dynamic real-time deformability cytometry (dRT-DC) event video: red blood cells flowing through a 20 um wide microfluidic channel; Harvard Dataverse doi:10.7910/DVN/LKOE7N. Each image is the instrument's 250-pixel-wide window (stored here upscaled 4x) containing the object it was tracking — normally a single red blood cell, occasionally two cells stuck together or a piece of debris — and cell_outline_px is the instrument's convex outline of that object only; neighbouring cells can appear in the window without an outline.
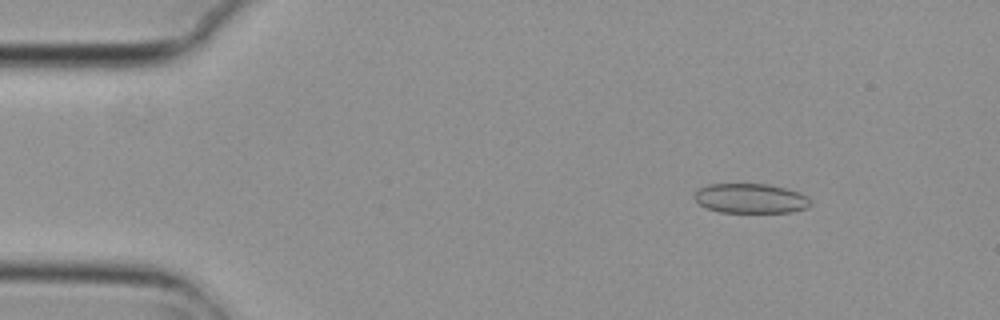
{"species": "common noctule bat (a hibernating species)", "species_latin": "Nyctalus noctula", "temperature_condition": "cold", "stored_images_in_passage": 8, "camera_frame_rate_fps": 3000, "um_per_image_px": 0.085, "animal": {"sex": "female", "body_mass_g": 29.2, "forearm_length_mm": 56.3}, "frame": {"image": 1, "passage_image": 2, "time_ms": 0.333, "image_size_px": [1000, 320], "cell_outline_px": [[812, 204], [808, 208], [792, 212], [720, 212], [708, 208], [700, 204], [692, 196], [700, 188], [708, 184], [768, 184], [800, 192], [808, 196], [812, 200]], "centroid_in_image_um": [63.86, 16.86], "position_along_channel_um": 21.1, "area_um2": 20.17}}
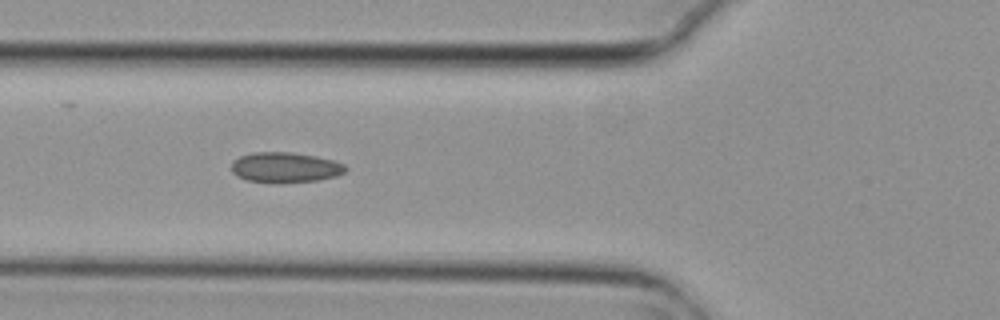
{"frame": {"image": 2, "passage_image": 6, "time_ms": 1.667, "image_size_px": [1000, 320], "cell_outline_px": [[348, 168], [344, 172], [336, 176], [316, 180], [280, 184], [248, 180], [236, 176], [232, 172], [232, 160], [240, 156], [252, 152], [292, 152], [316, 156], [332, 160], [344, 164]], "centroid_in_image_um": [24.22, 14.23], "position_along_channel_um": 101.6, "area_um2": 20.35}}
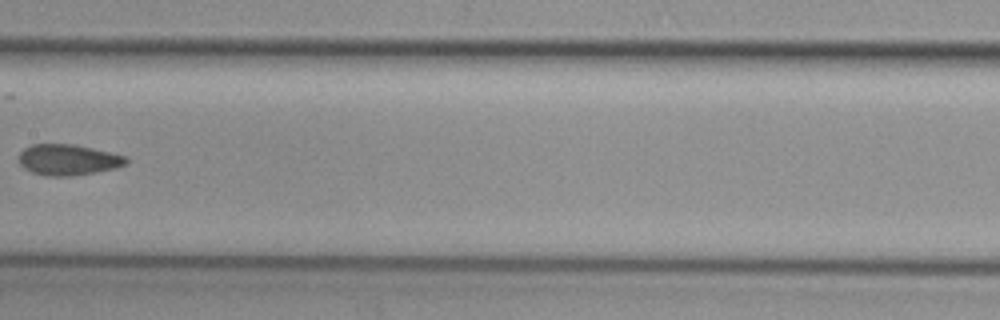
{"frame": {"image": 3, "passage_image": 8, "time_ms": 2.333, "image_size_px": [1000, 320], "cell_outline_px": [[128, 164], [116, 168], [96, 172], [68, 176], [48, 176], [32, 172], [24, 168], [20, 164], [20, 152], [24, 148], [32, 144], [72, 144], [112, 152], [128, 156]], "centroid_in_image_um": [5.83, 13.58], "position_along_channel_um": 201.6, "area_um2": 19.36}}